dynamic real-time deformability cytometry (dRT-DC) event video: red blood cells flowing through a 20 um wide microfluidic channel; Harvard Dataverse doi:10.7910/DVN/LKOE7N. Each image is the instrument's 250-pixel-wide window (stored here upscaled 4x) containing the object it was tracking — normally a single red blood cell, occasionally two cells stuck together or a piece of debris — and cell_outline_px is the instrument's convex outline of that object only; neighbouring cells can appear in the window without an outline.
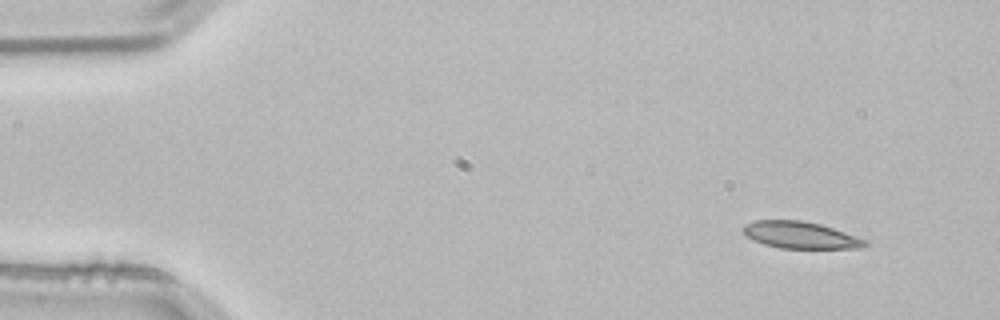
{"species": "common noctule bat (a hibernating species)", "species_latin": "Nyctalus noctula", "temperature_condition": "room temperature", "stored_images_in_passage": 3, "camera_frame_rate_fps": 3000, "um_per_image_px": 0.085, "animal": {"sex": "male", "body_mass_g": 21.5, "forearm_length_mm": 52.0}, "frame": {"image": 1, "passage_image": 1, "time_ms": 0.0, "image_size_px": [1000, 320], "cell_outline_px": [[868, 244], [856, 248], [780, 248], [764, 244], [752, 240], [740, 228], [744, 224], [756, 220], [800, 220], [820, 224], [868, 240]], "centroid_in_image_um": [67.99, 19.97], "position_along_channel_um": 17.0, "area_um2": 18.96}}